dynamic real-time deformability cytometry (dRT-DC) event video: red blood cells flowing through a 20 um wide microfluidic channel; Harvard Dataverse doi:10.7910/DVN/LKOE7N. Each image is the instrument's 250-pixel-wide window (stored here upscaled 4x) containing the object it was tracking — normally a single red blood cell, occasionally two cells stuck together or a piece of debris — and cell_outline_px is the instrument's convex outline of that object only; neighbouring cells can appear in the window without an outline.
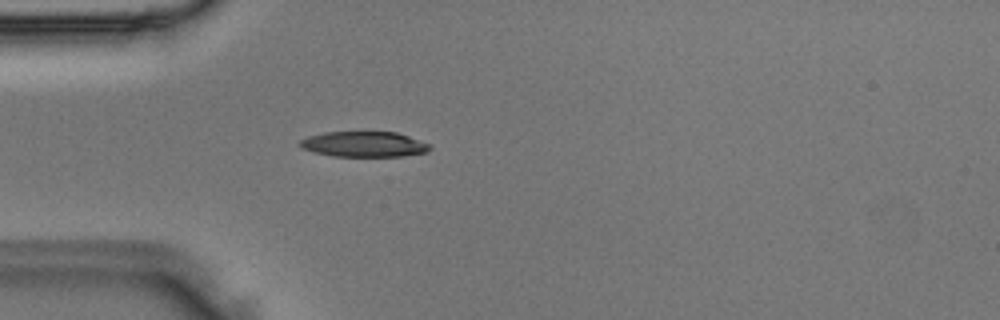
{"species": "Egyptian fruit bat (a non-hibernating species)", "species_latin": "Rousettus aegyptiacus", "temperature_condition": "room temperature", "stored_images_in_passage": 42, "camera_frame_rate_fps": 3000, "um_per_image_px": 0.085, "animal": {"sex": "male"}, "frame": {"image": 1, "passage_image": 8, "time_ms": 2.333, "image_size_px": [1000, 320], "cell_outline_px": [[432, 148], [428, 152], [404, 156], [332, 156], [312, 152], [300, 148], [296, 144], [300, 140], [308, 136], [324, 132], [396, 132], [432, 144]], "centroid_in_image_um": [30.92, 12.26], "position_along_channel_um": 54.1, "area_um2": 19.54}}
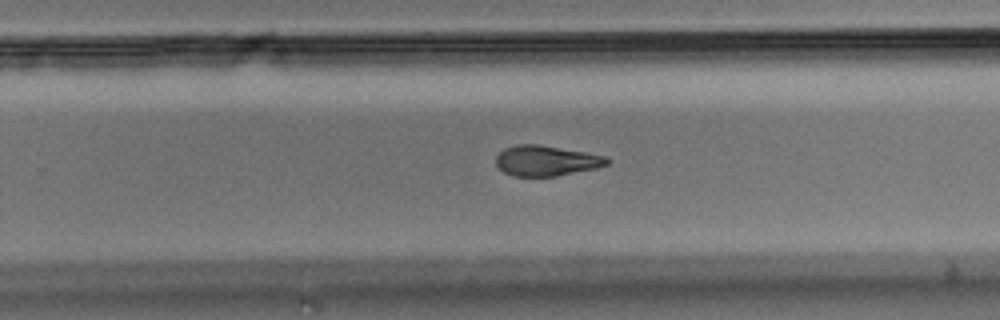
{"frame": {"image": 2, "passage_image": 25, "time_ms": 8.0, "image_size_px": [1000, 320], "cell_outline_px": [[612, 160], [608, 164], [596, 168], [556, 176], [512, 176], [504, 172], [496, 164], [496, 156], [504, 148], [516, 144], [540, 144], [584, 152], [604, 156]], "centroid_in_image_um": [46.42, 13.65], "position_along_channel_um": 283.4, "area_um2": 19.65}}
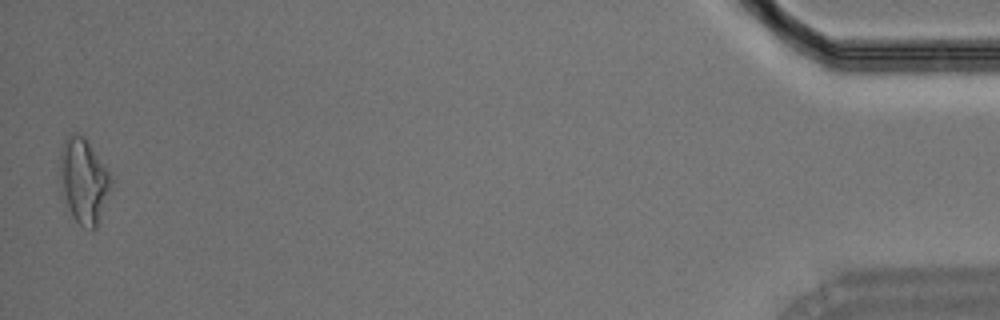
{"frame": {"image": 3, "passage_image": 42, "time_ms": 13.667, "image_size_px": [1000, 320], "cell_outline_px": [[112, 188], [96, 228], [84, 228], [72, 216], [60, 196], [60, 148], [64, 140], [68, 136], [76, 132], [84, 136], [112, 176]], "centroid_in_image_um": [7.09, 15.37], "position_along_channel_um": 428.1, "area_um2": 25.72}}